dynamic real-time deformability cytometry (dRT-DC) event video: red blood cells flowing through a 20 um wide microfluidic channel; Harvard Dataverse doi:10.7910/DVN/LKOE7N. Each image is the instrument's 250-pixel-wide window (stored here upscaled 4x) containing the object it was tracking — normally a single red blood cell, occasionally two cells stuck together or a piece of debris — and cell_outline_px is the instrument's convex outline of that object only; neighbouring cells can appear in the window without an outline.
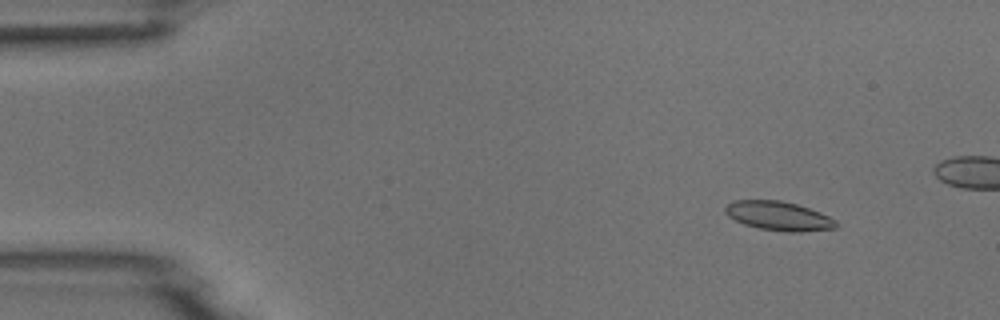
{"species": "common noctule bat (a hibernating species)", "species_latin": "Nyctalus noctula", "temperature_condition": "room temperature", "stored_images_in_passage": 6, "camera_frame_rate_fps": 3000, "um_per_image_px": 0.085, "animal": {"sex": "male", "body_mass_g": 18.8}, "frame": {"image": 1, "passage_image": 2, "time_ms": 1.333, "image_size_px": [1000, 320], "cell_outline_px": [[840, 224], [836, 228], [800, 232], [784, 232], [760, 228], [744, 224], [728, 216], [724, 212], [724, 208], [728, 204], [736, 200], [780, 200], [796, 204], [820, 212], [836, 220]], "centroid_in_image_um": [66.21, 18.36], "position_along_channel_um": 18.8, "area_um2": 18.79}}